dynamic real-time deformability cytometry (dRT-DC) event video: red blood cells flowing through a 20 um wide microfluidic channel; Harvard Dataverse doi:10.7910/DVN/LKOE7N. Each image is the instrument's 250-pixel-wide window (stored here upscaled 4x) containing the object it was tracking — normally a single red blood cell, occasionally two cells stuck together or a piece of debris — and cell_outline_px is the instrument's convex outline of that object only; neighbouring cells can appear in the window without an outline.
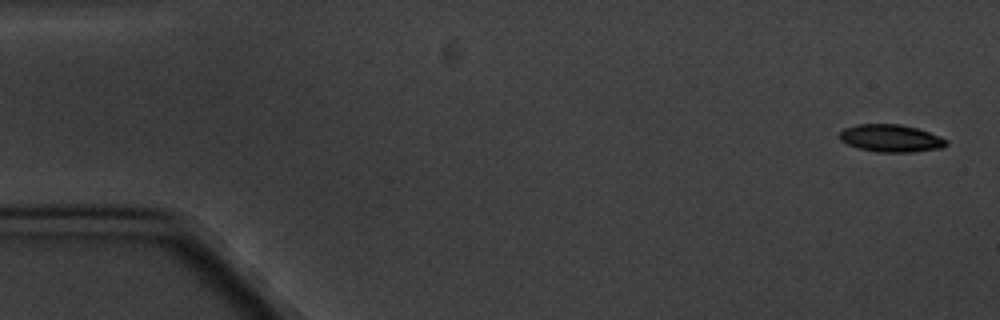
{"species": "common noctule bat (a hibernating species)", "species_latin": "Nyctalus noctula", "temperature_condition": "cold", "stored_images_in_passage": 5, "camera_frame_rate_fps": 3000, "um_per_image_px": 0.085, "animal": {"sex": "male", "body_mass_g": 20.1, "forearm_length_mm": 53.5}, "frame": {"image": 1, "passage_image": 1, "time_ms": 0.0, "image_size_px": [1000, 320], "cell_outline_px": [[948, 144], [944, 148], [912, 152], [876, 152], [860, 148], [848, 144], [840, 140], [840, 132], [844, 128], [856, 124], [900, 124], [916, 128], [940, 136], [948, 140]], "centroid_in_image_um": [75.75, 11.75], "position_along_channel_um": 9.2, "area_um2": 17.11}}
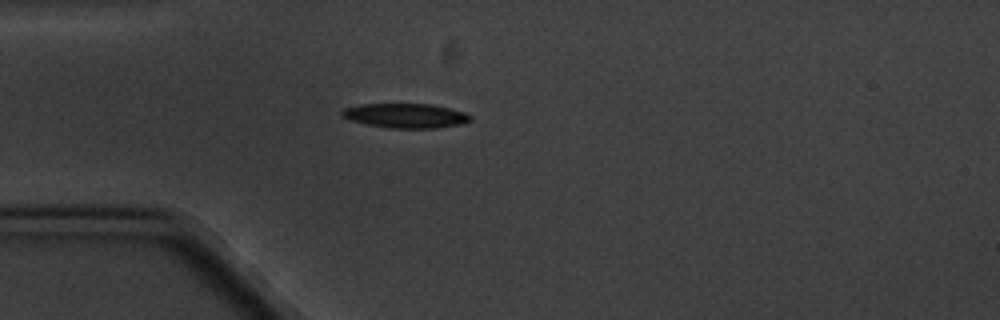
{"frame": {"image": 2, "passage_image": 5, "time_ms": 4.667, "image_size_px": [1000, 320], "cell_outline_px": [[472, 120], [460, 124], [436, 128], [388, 128], [368, 124], [352, 120], [340, 116], [340, 112], [344, 108], [360, 104], [432, 104], [464, 112], [472, 116]], "centroid_in_image_um": [34.47, 9.83], "position_along_channel_um": 50.5, "area_um2": 18.26}}